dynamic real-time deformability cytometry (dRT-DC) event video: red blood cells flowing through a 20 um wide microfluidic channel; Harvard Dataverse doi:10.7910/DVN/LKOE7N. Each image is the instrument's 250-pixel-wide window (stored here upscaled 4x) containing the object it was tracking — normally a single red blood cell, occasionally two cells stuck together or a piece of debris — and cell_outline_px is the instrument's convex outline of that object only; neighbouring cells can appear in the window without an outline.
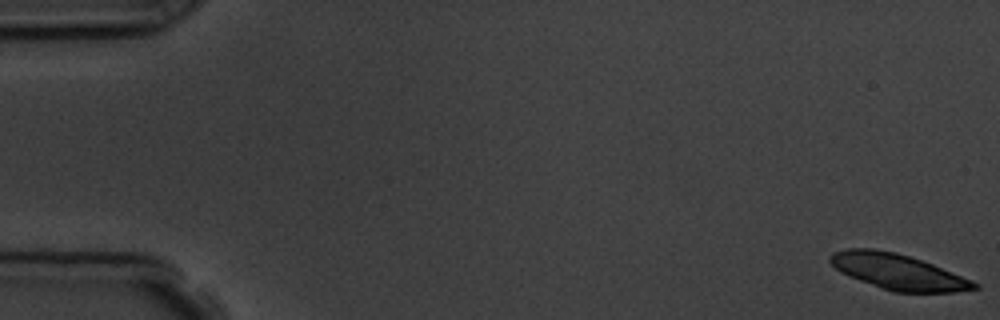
{"species": "common noctule bat (a hibernating species)", "species_latin": "Nyctalus noctula", "temperature_condition": "room temperature", "stored_images_in_passage": 5, "camera_frame_rate_fps": 3000, "um_per_image_px": 0.085, "animal": {"sex": "male", "body_mass_g": 19.5, "forearm_length_mm": 54.6}, "frame": {"image": 1, "passage_image": 1, "time_ms": 0.0, "image_size_px": [1000, 320], "cell_outline_px": [[980, 288], [952, 292], [892, 292], [848, 276], [840, 272], [828, 260], [828, 256], [836, 252], [848, 248], [872, 248], [896, 252], [932, 264], [972, 280], [980, 284]], "centroid_in_image_um": [76.31, 23.1], "position_along_channel_um": 8.7, "area_um2": 29.71}}